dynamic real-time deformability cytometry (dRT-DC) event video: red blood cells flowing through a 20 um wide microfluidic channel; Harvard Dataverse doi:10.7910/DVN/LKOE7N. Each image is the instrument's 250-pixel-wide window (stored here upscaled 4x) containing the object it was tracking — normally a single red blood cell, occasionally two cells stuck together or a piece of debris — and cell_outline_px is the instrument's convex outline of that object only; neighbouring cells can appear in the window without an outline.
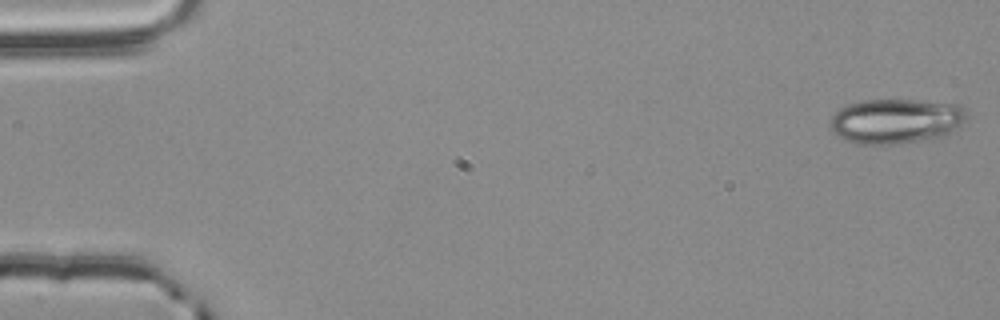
{"species": "common noctule bat (a hibernating species)", "species_latin": "Nyctalus noctula", "temperature_condition": "room temperature", "stored_images_in_passage": 55, "camera_frame_rate_fps": 3000, "um_per_image_px": 0.085, "animal": {"sex": "male", "body_mass_g": 20.4}, "frame": {"image": 1, "passage_image": 1, "time_ms": 0.0, "image_size_px": [1000, 320], "cell_outline_px": [[968, 116], [960, 124], [944, 136], [924, 140], [896, 144], [852, 144], [832, 132], [832, 116], [840, 108], [848, 104], [864, 100], [916, 100], [952, 104], [964, 108]], "centroid_in_image_um": [76.12, 10.3], "position_along_channel_um": 8.9, "area_um2": 35.43}}
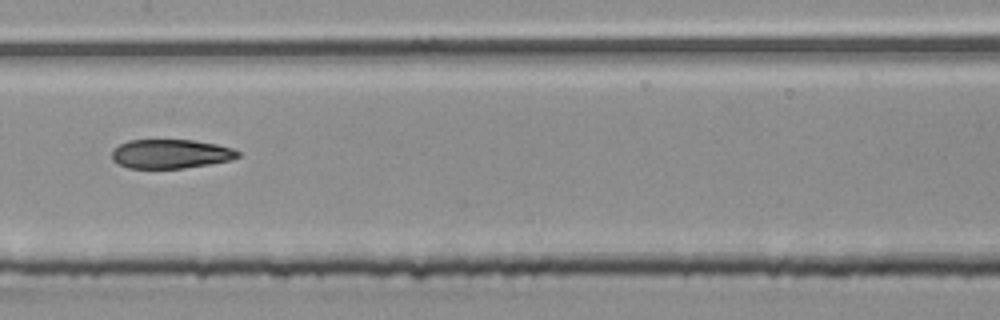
{"frame": {"image": 2, "passage_image": 28, "time_ms": 9.0, "image_size_px": [1000, 320], "cell_outline_px": [[240, 156], [232, 160], [184, 168], [128, 168], [112, 160], [112, 152], [120, 144], [128, 140], [192, 140], [216, 144], [232, 148], [240, 152]], "centroid_in_image_um": [14.53, 13.08], "position_along_channel_um": 192.9, "area_um2": 21.27}}
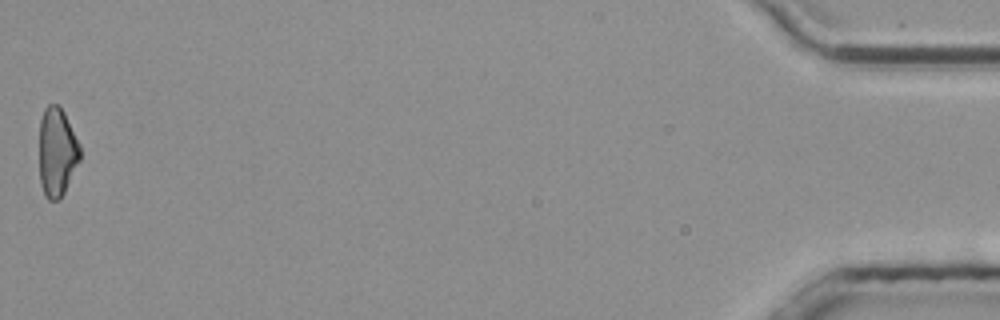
{"frame": {"image": 3, "passage_image": 55, "time_ms": 18.0, "image_size_px": [1000, 320], "cell_outline_px": [[80, 160], [64, 192], [56, 200], [48, 200], [44, 196], [40, 184], [40, 120], [44, 108], [48, 104], [60, 104], [80, 144]], "centroid_in_image_um": [4.84, 12.9], "position_along_channel_um": 430.4, "area_um2": 21.15}, "authors_computed_cell_mechanics": {"area_um2": 22.9466, "velocity_mm_per_s": 3.7853, "shape_relaxation_time_tau1_ms": null, "shape_relaxation_time_tau2_ms": 5.2043, "deformation_change_tau1": null, "deformation_change_tau2": 0.1313}}